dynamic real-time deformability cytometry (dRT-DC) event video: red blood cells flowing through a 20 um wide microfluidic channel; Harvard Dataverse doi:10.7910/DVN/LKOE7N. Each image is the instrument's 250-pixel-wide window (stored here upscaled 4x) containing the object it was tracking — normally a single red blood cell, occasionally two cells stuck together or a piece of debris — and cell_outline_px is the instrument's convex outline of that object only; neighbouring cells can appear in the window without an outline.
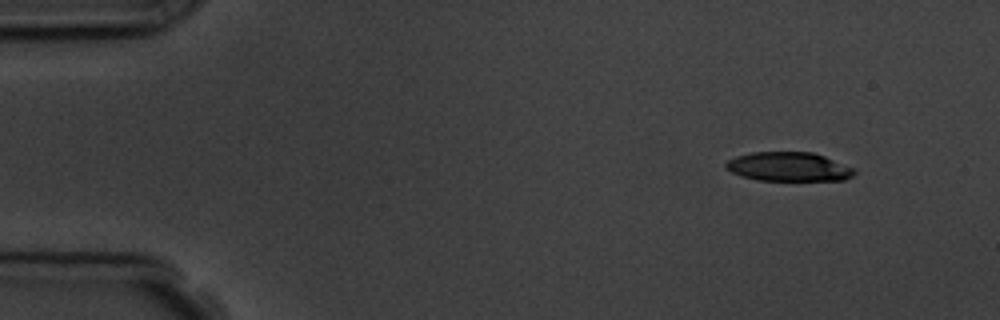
{"species": "common noctule bat (a hibernating species)", "species_latin": "Nyctalus noctula", "temperature_condition": "room temperature", "stored_images_in_passage": 6, "segment_of_instrument_passage": [2, 2], "camera_frame_rate_fps": 3000, "um_per_image_px": 0.085, "animal": {"sex": "male", "body_mass_g": 19.5, "forearm_length_mm": 54.6}, "frame": {"image": 1, "passage_image": 6, "time_ms": 6.667, "image_size_px": [1000, 320], "cell_outline_px": [[856, 172], [852, 176], [844, 180], [756, 180], [740, 176], [724, 168], [724, 164], [728, 160], [736, 156], [752, 152], [812, 152], [824, 156], [856, 168]], "centroid_in_image_um": [67.03, 14.17], "position_along_channel_um": 18.0, "area_um2": 21.91}}